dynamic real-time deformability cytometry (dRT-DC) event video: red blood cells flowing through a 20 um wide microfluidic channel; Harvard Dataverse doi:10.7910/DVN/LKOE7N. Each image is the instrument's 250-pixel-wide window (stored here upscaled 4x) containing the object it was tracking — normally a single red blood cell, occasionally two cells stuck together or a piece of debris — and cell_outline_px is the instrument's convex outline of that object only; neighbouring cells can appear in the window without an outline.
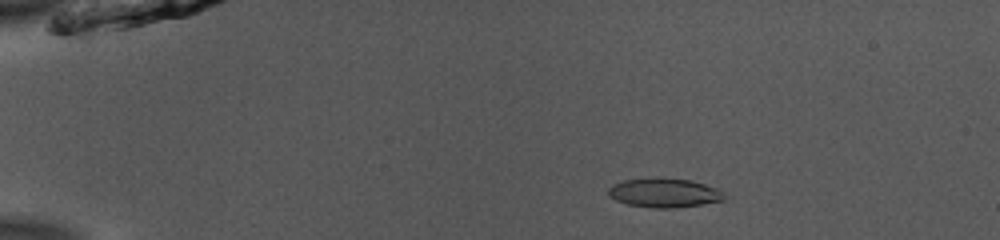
{"species": "common noctule bat (a hibernating species)", "species_latin": "Nyctalus noctula", "temperature_condition": "room temperature", "stored_images_in_passage": 52, "camera_frame_rate_fps": 3000, "um_per_image_px": 0.085, "animal": {"sex": "male", "body_mass_g": 13.0, "forearm_length_mm": 53.1}, "frame": {"image": 1, "passage_image": 10, "time_ms": 3.0, "image_size_px": [1000, 240], "cell_outline_px": [[724, 200], [704, 204], [676, 208], [652, 208], [628, 204], [616, 200], [608, 196], [608, 188], [612, 184], [624, 180], [688, 180], [720, 188], [724, 192]], "centroid_in_image_um": [56.49, 16.43], "position_along_channel_um": 28.5, "area_um2": 19.19}}
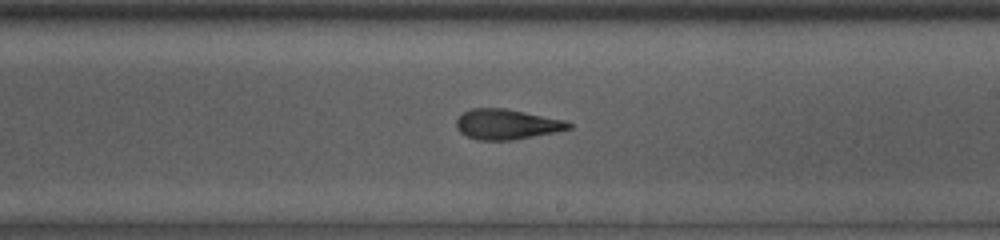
{"frame": {"image": 2, "passage_image": 32, "time_ms": 10.333, "image_size_px": [1000, 240], "cell_outline_px": [[572, 128], [556, 132], [512, 140], [476, 140], [460, 132], [456, 128], [456, 120], [464, 112], [472, 108], [504, 108], [564, 120], [572, 124]], "centroid_in_image_um": [43.06, 10.57], "position_along_channel_um": 245.9, "area_um2": 19.65}}
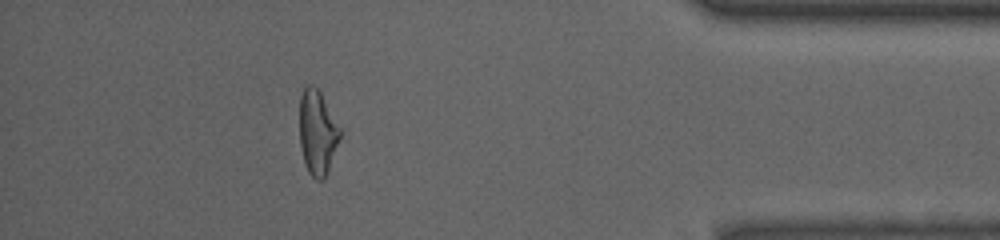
{"frame": {"image": 3, "passage_image": 47, "time_ms": 15.333, "image_size_px": [1000, 240], "cell_outline_px": [[340, 136], [324, 180], [316, 180], [308, 172], [304, 164], [300, 148], [300, 96], [304, 88], [308, 84], [312, 84], [320, 92], [340, 128]], "centroid_in_image_um": [26.95, 11.27], "position_along_channel_um": 408.3, "area_um2": 19.65}, "authors_computed_cell_mechanics": {"area_um2": 19.652, "velocity_mm_per_s": 3.9481, "shape_relaxation_time_tau1_ms": 2.8445, "shape_relaxation_time_tau2_ms": 2.5986, "deformation_change_tau1": 0.1533, "deformation_change_tau2": 0.1209}}